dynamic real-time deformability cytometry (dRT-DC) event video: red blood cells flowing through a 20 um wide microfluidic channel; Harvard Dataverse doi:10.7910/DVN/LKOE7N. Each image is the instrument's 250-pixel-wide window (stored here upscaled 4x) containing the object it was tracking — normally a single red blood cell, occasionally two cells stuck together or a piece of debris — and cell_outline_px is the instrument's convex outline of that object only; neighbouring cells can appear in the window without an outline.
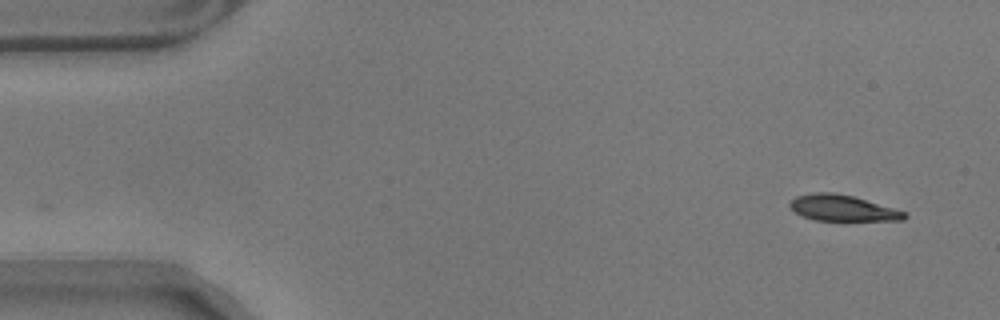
{"species": "common noctule bat (a hibernating species)", "species_latin": "Nyctalus noctula", "temperature_condition": "warm", "stored_images_in_passage": 55, "segment_of_instrument_passage": [1, 2], "camera_frame_rate_fps": 3000, "um_per_image_px": 0.085, "animal": {"sex": "male", "body_mass_g": 17.9}, "frame": {"image": 1, "passage_image": 1, "time_ms": 0.0, "image_size_px": [1000, 320], "cell_outline_px": [[908, 216], [904, 220], [816, 220], [804, 216], [796, 212], [788, 204], [796, 196], [816, 192], [832, 192], [852, 196], [908, 212]], "centroid_in_image_um": [71.65, 17.68], "position_along_channel_um": 13.3, "area_um2": 17.11}}
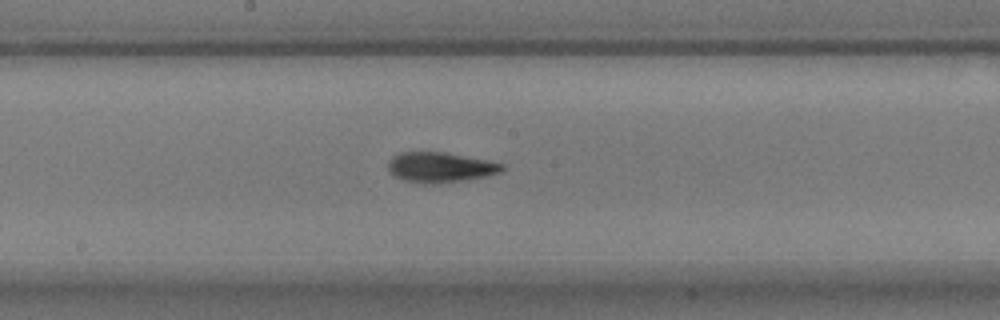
{"frame": {"image": 2, "passage_image": 27, "time_ms": 8.667, "image_size_px": [1000, 320], "cell_outline_px": [[504, 168], [500, 172], [484, 176], [460, 180], [432, 184], [424, 184], [404, 180], [388, 172], [388, 160], [392, 156], [400, 152], [444, 152], [504, 164]], "centroid_in_image_um": [37.34, 14.21], "position_along_channel_um": 210.9, "area_um2": 19.71}}
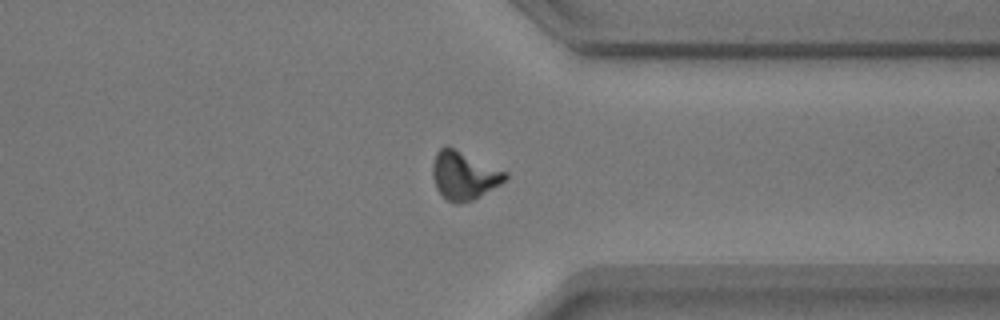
{"frame": {"image": 3, "passage_image": 41, "time_ms": 13.333, "image_size_px": [1000, 320], "cell_outline_px": [[508, 176], [500, 184], [472, 200], [460, 204], [456, 204], [448, 200], [436, 188], [432, 176], [432, 164], [436, 152], [440, 148], [448, 144], [508, 172]], "centroid_in_image_um": [39.42, 14.87], "position_along_channel_um": 372.0, "area_um2": 20.58}}